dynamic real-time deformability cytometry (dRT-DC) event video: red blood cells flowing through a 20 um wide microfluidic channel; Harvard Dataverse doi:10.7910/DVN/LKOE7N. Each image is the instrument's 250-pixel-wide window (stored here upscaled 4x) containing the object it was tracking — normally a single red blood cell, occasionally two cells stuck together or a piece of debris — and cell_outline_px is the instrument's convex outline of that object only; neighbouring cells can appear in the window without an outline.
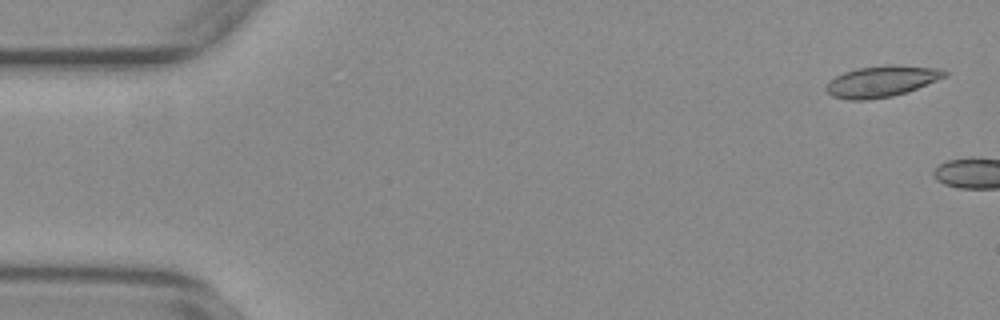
{"species": "common noctule bat (a hibernating species)", "species_latin": "Nyctalus noctula", "temperature_condition": "warm", "stored_images_in_passage": 4, "camera_frame_rate_fps": 3000, "um_per_image_px": 0.085, "animal": {"sex": "female", "body_mass_g": 29.2, "forearm_length_mm": 56.3}, "frame": {"image": 1, "passage_image": 1, "time_ms": 0.0, "image_size_px": [1000, 320], "cell_outline_px": [[948, 76], [916, 88], [892, 96], [864, 100], [848, 100], [832, 96], [828, 92], [828, 80], [844, 72], [856, 68], [888, 64], [896, 64], [944, 68], [948, 72]], "centroid_in_image_um": [74.98, 6.88], "position_along_channel_um": 10.0, "area_um2": 21.62}}